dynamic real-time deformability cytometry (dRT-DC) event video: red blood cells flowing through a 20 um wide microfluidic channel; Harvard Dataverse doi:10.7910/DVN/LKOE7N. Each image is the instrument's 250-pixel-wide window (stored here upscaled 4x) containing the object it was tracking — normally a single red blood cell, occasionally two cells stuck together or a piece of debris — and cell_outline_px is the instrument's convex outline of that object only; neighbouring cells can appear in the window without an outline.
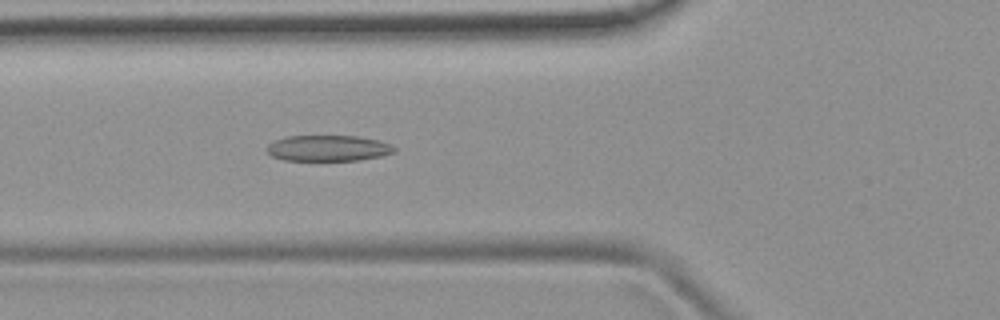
{"species": "common noctule bat (a hibernating species)", "species_latin": "Nyctalus noctula", "temperature_condition": "room temperature", "stored_images_in_passage": 39, "camera_frame_rate_fps": 3000, "um_per_image_px": 0.085, "animal": {"sex": "female", "body_mass_g": 19.9}, "frame": {"image": 1, "passage_image": 12, "time_ms": 3.667, "image_size_px": [1000, 320], "cell_outline_px": [[396, 152], [380, 156], [360, 160], [284, 160], [272, 156], [268, 152], [268, 144], [276, 140], [288, 136], [356, 136], [380, 140], [392, 144], [396, 148]], "centroid_in_image_um": [27.95, 12.59], "position_along_channel_um": 97.9, "area_um2": 19.19}}
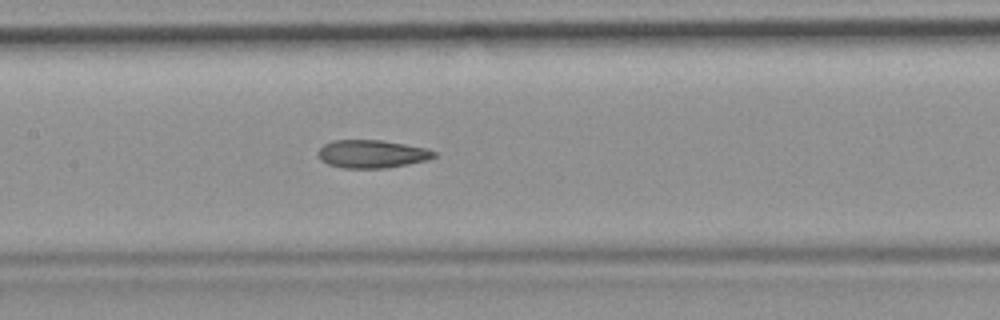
{"frame": {"image": 2, "passage_image": 18, "time_ms": 5.667, "image_size_px": [1000, 320], "cell_outline_px": [[436, 156], [428, 160], [408, 164], [384, 168], [344, 168], [328, 164], [320, 160], [316, 152], [324, 144], [332, 140], [380, 140], [428, 148], [436, 152]], "centroid_in_image_um": [31.6, 13.08], "position_along_channel_um": 175.8, "area_um2": 19.02}}
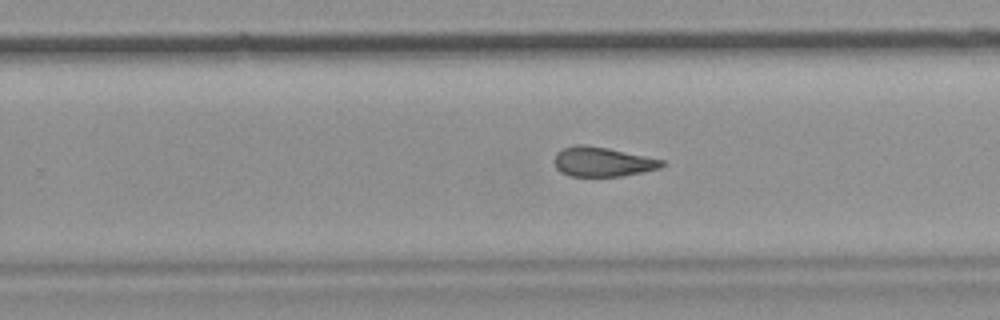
{"frame": {"image": 3, "passage_image": 26, "time_ms": 8.333, "image_size_px": [1000, 320], "cell_outline_px": [[664, 164], [660, 168], [620, 176], [568, 176], [560, 172], [556, 168], [552, 160], [556, 152], [564, 148], [576, 144], [584, 144], [608, 148], [664, 160]], "centroid_in_image_um": [51.14, 13.75], "position_along_channel_um": 278.7, "area_um2": 18.55}, "authors_computed_cell_mechanics": {"area_um2": 19.1896, "velocity_mm_per_s": 3.8739, "shape_relaxation_time_tau1_ms": null, "shape_relaxation_time_tau2_ms": 3.6285, "deformation_change_tau1": null, "deformation_change_tau2": 0.1214}}